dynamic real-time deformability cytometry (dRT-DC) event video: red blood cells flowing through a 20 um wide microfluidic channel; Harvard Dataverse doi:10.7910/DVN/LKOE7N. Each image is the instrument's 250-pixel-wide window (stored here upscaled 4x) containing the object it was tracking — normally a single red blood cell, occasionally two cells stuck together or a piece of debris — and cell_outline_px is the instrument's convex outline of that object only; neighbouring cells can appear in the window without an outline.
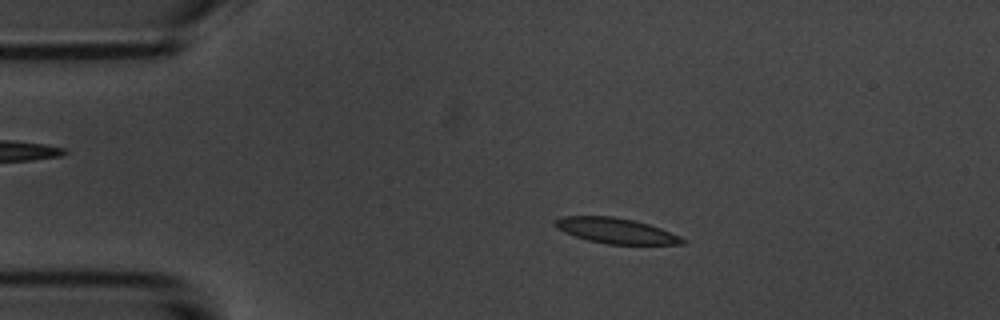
{"species": "common noctule bat (a hibernating species)", "species_latin": "Nyctalus noctula", "temperature_condition": "room temperature", "stored_images_in_passage": 4, "camera_frame_rate_fps": 3000, "um_per_image_px": 0.085, "animal": {"sex": "male", "body_mass_g": 20.1, "forearm_length_mm": 53.5}, "frame": {"image": 1, "passage_image": 3, "time_ms": 2.333, "image_size_px": [1000, 320], "cell_outline_px": [[688, 240], [684, 244], [608, 244], [588, 240], [564, 232], [556, 228], [552, 224], [552, 220], [564, 216], [612, 216], [632, 220], [648, 224], [660, 228], [680, 236]], "centroid_in_image_um": [52.32, 19.61], "position_along_channel_um": 32.7, "area_um2": 18.84}}